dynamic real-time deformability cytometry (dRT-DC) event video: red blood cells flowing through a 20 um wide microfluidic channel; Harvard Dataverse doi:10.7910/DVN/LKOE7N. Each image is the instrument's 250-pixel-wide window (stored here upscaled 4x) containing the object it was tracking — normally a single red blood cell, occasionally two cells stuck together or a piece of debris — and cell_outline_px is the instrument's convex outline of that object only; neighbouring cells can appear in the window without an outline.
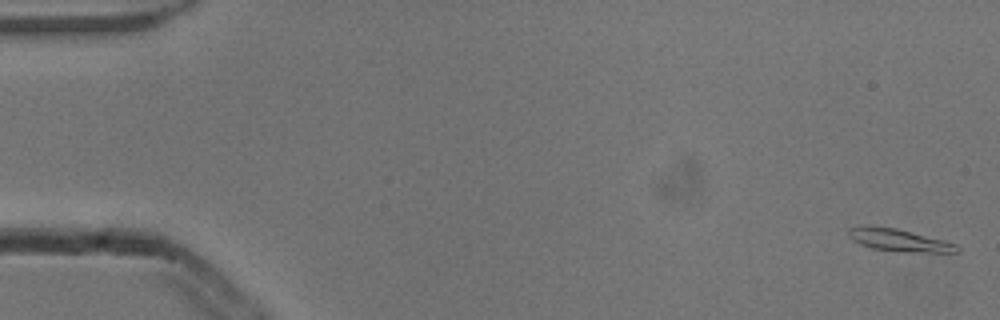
{"species": "common noctule bat (a hibernating species)", "species_latin": "Nyctalus noctula", "temperature_condition": "cold", "stored_images_in_passage": 5, "camera_frame_rate_fps": 3000, "um_per_image_px": 0.085, "animal": {"sex": "male", "body_mass_g": 13.3}, "frame": {"image": 1, "passage_image": 5, "time_ms": 1.333, "image_size_px": [1000, 320], "cell_outline_px": [[960, 252], [904, 252], [872, 248], [860, 244], [852, 240], [848, 236], [848, 228], [868, 224], [872, 224], [896, 228], [944, 240], [956, 244], [960, 248]], "centroid_in_image_um": [76.37, 20.39], "position_along_channel_um": 8.6, "area_um2": 14.39}}